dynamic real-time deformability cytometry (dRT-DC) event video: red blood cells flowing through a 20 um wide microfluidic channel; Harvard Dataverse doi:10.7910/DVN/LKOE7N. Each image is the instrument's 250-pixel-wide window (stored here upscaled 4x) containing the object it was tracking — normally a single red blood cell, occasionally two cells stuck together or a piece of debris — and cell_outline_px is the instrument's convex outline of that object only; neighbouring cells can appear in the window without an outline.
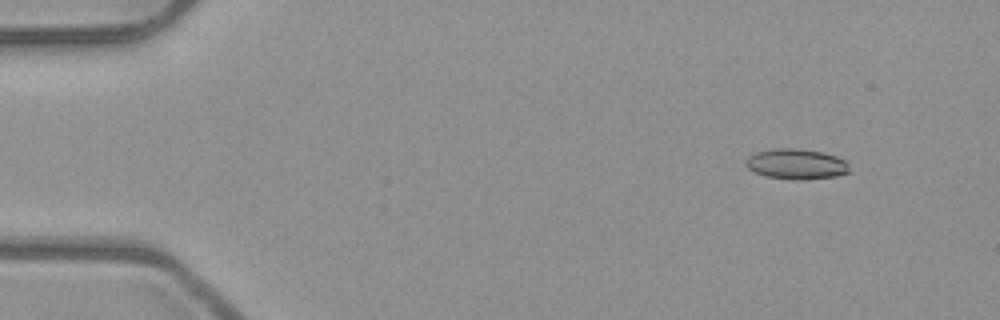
{"species": "common noctule bat (a hibernating species)", "species_latin": "Nyctalus noctula", "temperature_condition": "room temperature", "stored_images_in_passage": 3, "camera_frame_rate_fps": 3000, "um_per_image_px": 0.085, "animal": {"sex": "male", "body_mass_g": 23.1, "forearm_length_mm": 52.7}, "frame": {"image": 1, "passage_image": 1, "time_ms": 0.0, "image_size_px": [1000, 320], "cell_outline_px": [[848, 172], [836, 176], [800, 180], [796, 180], [764, 176], [748, 168], [744, 164], [744, 160], [748, 156], [756, 152], [776, 148], [792, 148], [820, 152], [836, 156], [844, 160], [848, 164]], "centroid_in_image_um": [67.63, 13.95], "position_along_channel_um": 17.4, "area_um2": 18.21}}